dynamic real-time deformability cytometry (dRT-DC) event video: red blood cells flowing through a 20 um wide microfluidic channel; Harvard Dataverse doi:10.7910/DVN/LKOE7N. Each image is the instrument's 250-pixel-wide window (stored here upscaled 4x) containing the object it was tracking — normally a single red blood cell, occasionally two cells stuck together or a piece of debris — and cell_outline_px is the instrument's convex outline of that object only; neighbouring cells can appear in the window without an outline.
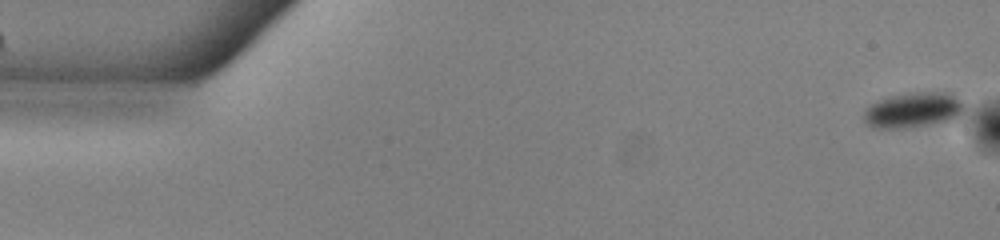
{"species": "common noctule bat (a hibernating species)", "species_latin": "Nyctalus noctula", "temperature_condition": "warm", "stored_images_in_passage": 53, "camera_frame_rate_fps": 3000, "um_per_image_px": 0.085, "animal": {"sex": "male", "body_mass_g": 13.0, "forearm_length_mm": 53.1}, "frame": {"image": 1, "passage_image": 1, "time_ms": 0.0, "image_size_px": [1000, 240], "cell_outline_px": [[964, 112], [956, 120], [900, 128], [876, 128], [868, 124], [864, 120], [864, 112], [872, 104], [880, 100], [892, 96], [916, 92], [952, 92], [964, 100]], "centroid_in_image_um": [77.74, 9.34], "position_along_channel_um": 7.3, "area_um2": 20.69}}
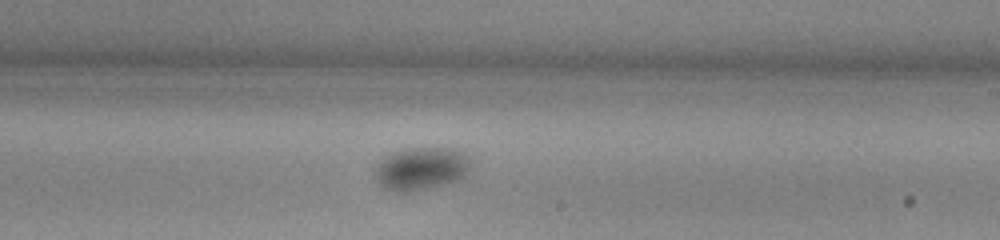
{"frame": {"image": 2, "passage_image": 31, "time_ms": 10.0, "image_size_px": [1000, 240], "cell_outline_px": [[468, 168], [464, 176], [460, 180], [448, 184], [404, 192], [396, 192], [384, 188], [376, 180], [376, 164], [384, 156], [392, 152], [404, 148], [456, 148], [464, 152], [468, 156]], "centroid_in_image_um": [35.78, 14.32], "position_along_channel_um": 253.2, "area_um2": 23.99}}
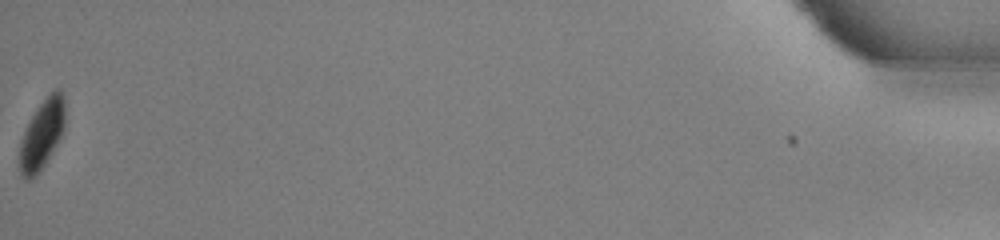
{"frame": {"image": 3, "passage_image": 53, "time_ms": 17.333, "image_size_px": [1000, 240], "cell_outline_px": [[64, 124], [60, 136], [52, 152], [36, 176], [28, 180], [24, 180], [20, 172], [20, 140], [36, 108], [56, 88], [60, 88], [64, 96]], "centroid_in_image_um": [3.56, 11.43], "position_along_channel_um": 431.6, "area_um2": 17.92}}